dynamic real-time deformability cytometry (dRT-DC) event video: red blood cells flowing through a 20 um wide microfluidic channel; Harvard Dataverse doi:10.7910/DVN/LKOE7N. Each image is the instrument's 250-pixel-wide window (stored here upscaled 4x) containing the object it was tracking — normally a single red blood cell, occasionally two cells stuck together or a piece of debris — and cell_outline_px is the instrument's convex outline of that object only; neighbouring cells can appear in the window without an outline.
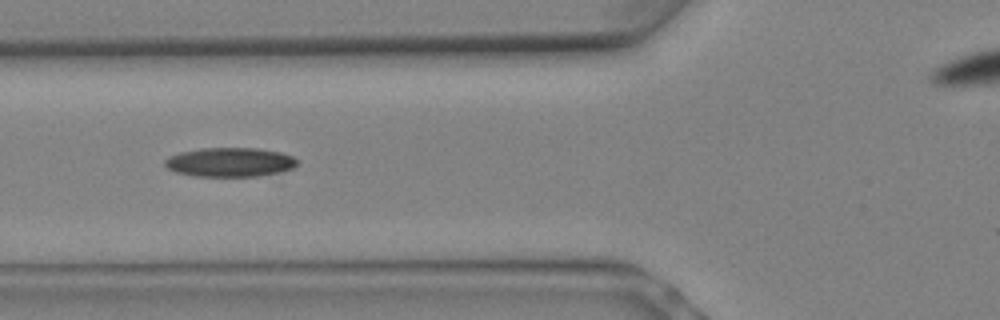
{"species": "Egyptian fruit bat (a non-hibernating species)", "species_latin": "Rousettus aegyptiacus", "temperature_condition": "warm", "stored_images_in_passage": 4, "camera_frame_rate_fps": 3000, "um_per_image_px": 0.085, "animal": {"sex": "female"}, "frame": {"image": 1, "passage_image": 3, "time_ms": 0.667, "image_size_px": [1000, 320], "cell_outline_px": [[296, 168], [280, 172], [260, 176], [192, 176], [176, 172], [168, 168], [164, 164], [164, 160], [168, 156], [180, 152], [200, 148], [256, 148], [280, 152], [292, 156], [296, 160]], "centroid_in_image_um": [19.53, 13.79], "position_along_channel_um": 106.3, "area_um2": 22.6}}